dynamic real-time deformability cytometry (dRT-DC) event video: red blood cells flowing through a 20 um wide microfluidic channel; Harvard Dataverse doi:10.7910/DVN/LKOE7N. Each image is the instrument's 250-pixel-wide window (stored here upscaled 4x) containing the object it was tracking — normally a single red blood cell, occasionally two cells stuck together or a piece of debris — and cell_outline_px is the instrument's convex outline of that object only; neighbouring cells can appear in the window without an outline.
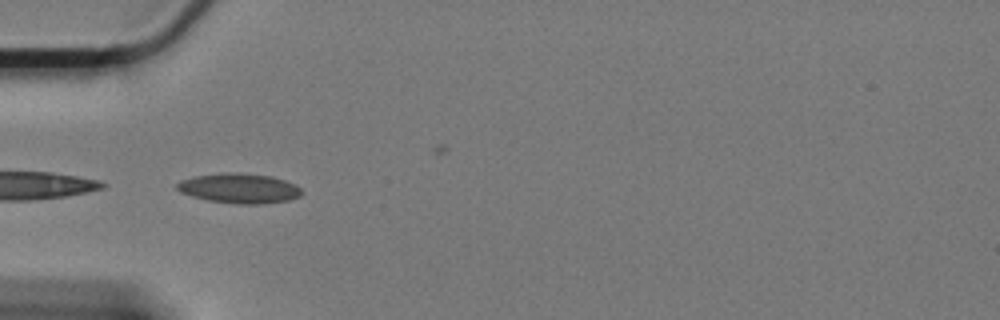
{"species": "Egyptian fruit bat (a non-hibernating species)", "species_latin": "Rousettus aegyptiacus", "temperature_condition": "cold", "stored_images_in_passage": 19, "camera_frame_rate_fps": 3000, "um_per_image_px": 0.085, "animal": {"sex": "female"}, "frame": {"image": 1, "passage_image": 1, "time_ms": 0.0, "image_size_px": [1000, 320], "cell_outline_px": [[300, 196], [288, 200], [260, 204], [240, 204], [208, 200], [192, 196], [180, 192], [176, 188], [176, 184], [180, 180], [192, 176], [220, 172], [240, 172], [272, 176], [296, 184], [300, 188]], "centroid_in_image_um": [20.3, 15.98], "position_along_channel_um": 64.7, "area_um2": 21.85}}
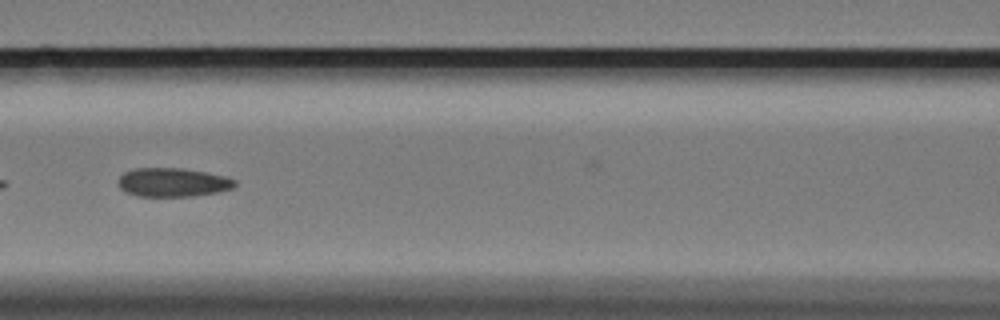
{"frame": {"image": 2, "passage_image": 9, "time_ms": 2.667, "image_size_px": [1000, 320], "cell_outline_px": [[236, 184], [232, 188], [216, 192], [192, 196], [140, 196], [128, 192], [120, 188], [120, 176], [124, 172], [136, 168], [180, 168], [204, 172], [224, 176], [236, 180]], "centroid_in_image_um": [14.7, 15.49], "position_along_channel_um": 151.9, "area_um2": 19.19}}
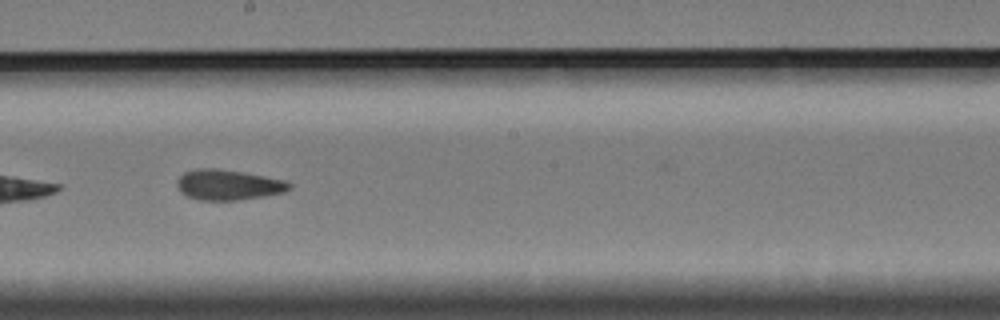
{"frame": {"image": 3, "passage_image": 16, "time_ms": 5.0, "image_size_px": [1000, 320], "cell_outline_px": [[292, 188], [284, 192], [236, 200], [200, 200], [188, 196], [180, 192], [176, 184], [176, 180], [184, 172], [196, 168], [216, 168], [244, 172], [284, 180], [292, 184]], "centroid_in_image_um": [19.37, 15.7], "position_along_channel_um": 228.8, "area_um2": 19.83}}